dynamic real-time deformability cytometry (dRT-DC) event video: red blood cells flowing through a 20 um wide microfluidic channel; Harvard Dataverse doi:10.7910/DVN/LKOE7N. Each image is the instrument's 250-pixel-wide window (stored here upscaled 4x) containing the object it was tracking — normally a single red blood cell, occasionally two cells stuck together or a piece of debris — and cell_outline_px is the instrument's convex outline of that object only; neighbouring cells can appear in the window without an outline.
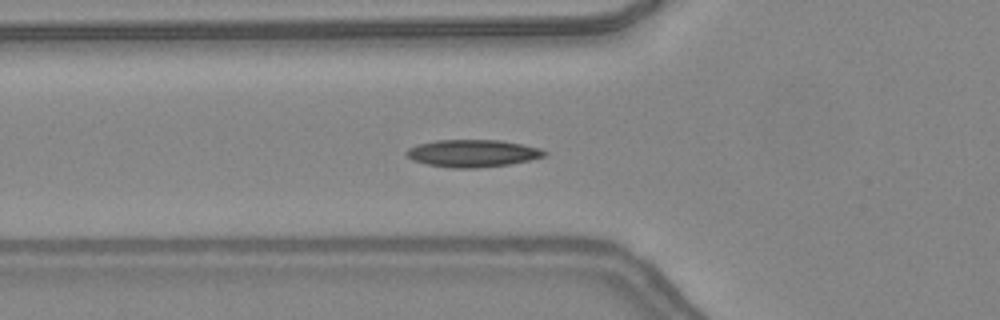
{"species": "common noctule bat (a hibernating species)", "species_latin": "Nyctalus noctula", "temperature_condition": "warm", "stored_images_in_passage": 47, "camera_frame_rate_fps": 3000, "um_per_image_px": 0.085, "animal": {"sex": "female", "body_mass_g": 24.6, "forearm_length_mm": 56.2}, "frame": {"image": 1, "passage_image": 17, "time_ms": 5.333, "image_size_px": [1000, 320], "cell_outline_px": [[548, 152], [544, 156], [528, 160], [508, 164], [476, 168], [452, 168], [428, 164], [412, 160], [404, 152], [408, 148], [416, 144], [436, 140], [500, 140], [540, 148]], "centroid_in_image_um": [40.13, 13.02], "position_along_channel_um": 85.7, "area_um2": 21.85}}
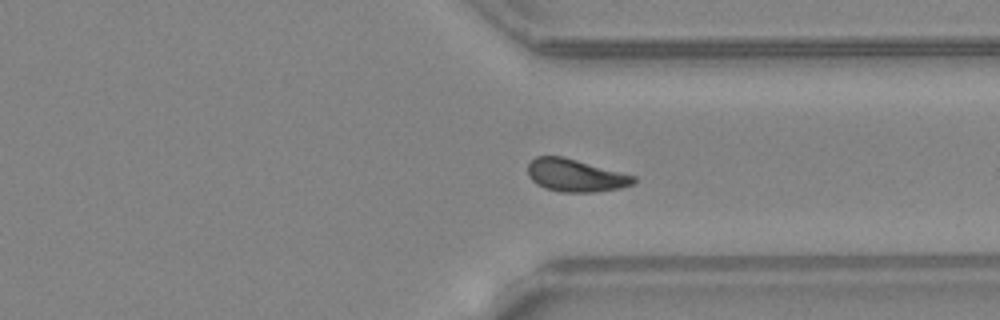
{"frame": {"image": 2, "passage_image": 36, "time_ms": 11.667, "image_size_px": [1000, 320], "cell_outline_px": [[636, 180], [632, 184], [620, 188], [592, 192], [560, 192], [544, 188], [536, 184], [528, 176], [528, 164], [536, 156], [564, 156], [636, 176]], "centroid_in_image_um": [48.89, 14.9], "position_along_channel_um": 362.5, "area_um2": 20.17}}
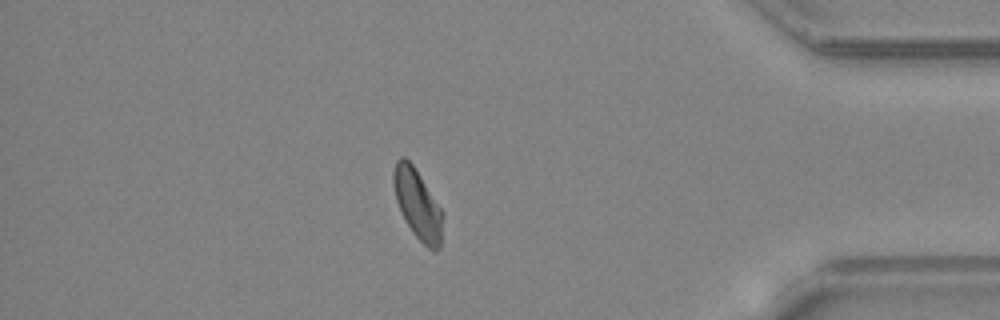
{"frame": {"image": 3, "passage_image": 41, "time_ms": 13.333, "image_size_px": [1000, 320], "cell_outline_px": [[444, 216], [440, 248], [428, 248], [412, 232], [404, 220], [396, 200], [392, 180], [392, 172], [396, 160], [400, 156], [404, 156], [412, 164], [444, 212]], "centroid_in_image_um": [35.49, 17.34], "position_along_channel_um": 399.7, "area_um2": 20.06}, "authors_computed_cell_mechanics": {"area_um2": 19.9988, "velocity_mm_per_s": 4.3555, "shape_relaxation_time_tau1_ms": 6.0239, "shape_relaxation_time_tau2_ms": 4.0769, "deformation_change_tau1": 0.1717, "deformation_change_tau2": 0.0883}}